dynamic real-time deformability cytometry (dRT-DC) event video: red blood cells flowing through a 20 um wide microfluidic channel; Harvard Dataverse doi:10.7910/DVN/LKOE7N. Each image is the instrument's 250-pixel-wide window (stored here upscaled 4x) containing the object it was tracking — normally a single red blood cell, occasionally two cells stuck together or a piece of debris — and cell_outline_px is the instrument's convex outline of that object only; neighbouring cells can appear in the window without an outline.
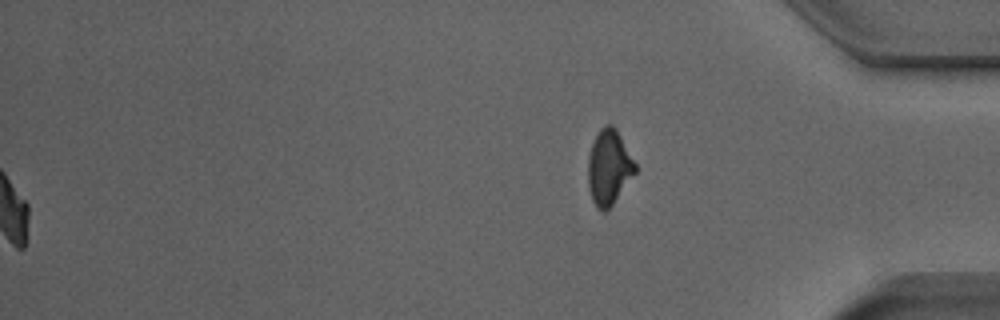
{"species": "Egyptian fruit bat (a non-hibernating species)", "species_latin": "Rousettus aegyptiacus", "temperature_condition": "room temperature", "stored_images_in_passage": 52, "segment_of_instrument_passage": [2, 2], "camera_frame_rate_fps": 3000, "um_per_image_px": 0.085, "animal": {"sex": "male"}, "frame": {"image": 1, "passage_image": 52, "time_ms": 17.0, "image_size_px": [1000, 320], "cell_outline_px": [[636, 172], [612, 204], [604, 212], [600, 212], [596, 208], [592, 200], [588, 188], [588, 160], [592, 144], [600, 128], [604, 124], [612, 124], [616, 128], [636, 164]], "centroid_in_image_um": [51.74, 14.23], "position_along_channel_um": 383.5, "area_um2": 20.52}}